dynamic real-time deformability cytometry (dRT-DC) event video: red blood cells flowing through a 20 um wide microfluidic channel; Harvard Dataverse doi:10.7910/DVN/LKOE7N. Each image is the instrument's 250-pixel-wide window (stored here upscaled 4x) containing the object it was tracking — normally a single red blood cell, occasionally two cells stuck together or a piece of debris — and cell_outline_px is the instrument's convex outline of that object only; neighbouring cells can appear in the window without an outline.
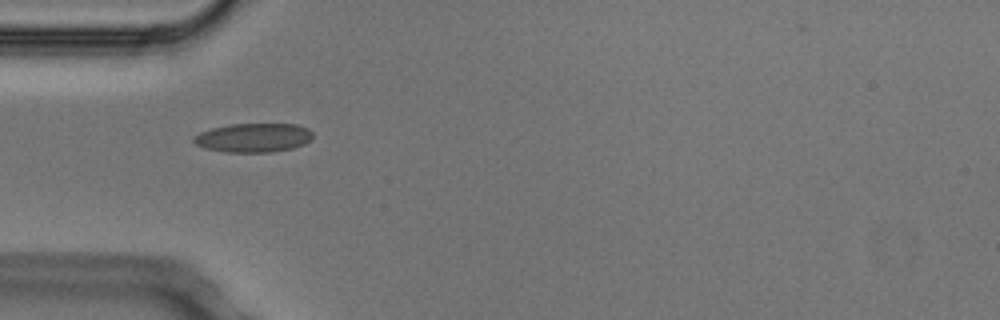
{"species": "Egyptian fruit bat (a non-hibernating species)", "species_latin": "Rousettus aegyptiacus", "temperature_condition": "cold", "stored_images_in_passage": 5, "camera_frame_rate_fps": 3000, "um_per_image_px": 0.085, "animal": {"sex": "male"}, "frame": {"image": 1, "passage_image": 1, "time_ms": 0.0, "image_size_px": [1000, 320], "cell_outline_px": [[312, 140], [304, 144], [292, 148], [272, 152], [228, 152], [204, 148], [196, 144], [192, 140], [192, 136], [200, 132], [212, 128], [232, 124], [296, 124], [308, 128], [312, 132]], "centroid_in_image_um": [21.55, 11.7], "position_along_channel_um": 63.5, "area_um2": 20.17}}
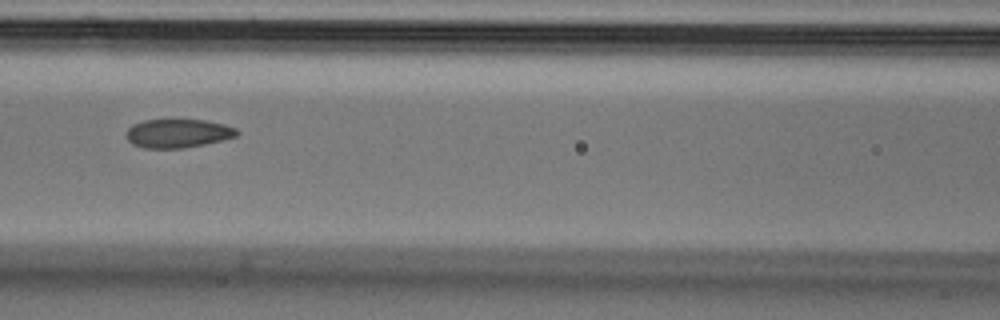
{"frame": {"image": 2, "passage_image": 3, "time_ms": 0.667, "image_size_px": [1000, 320], "cell_outline_px": [[240, 132], [236, 136], [204, 144], [180, 148], [144, 148], [132, 144], [128, 140], [128, 128], [132, 124], [144, 120], [204, 120], [224, 124], [236, 128]], "centroid_in_image_um": [15.12, 11.33], "position_along_channel_um": 151.5, "area_um2": 18.26}}
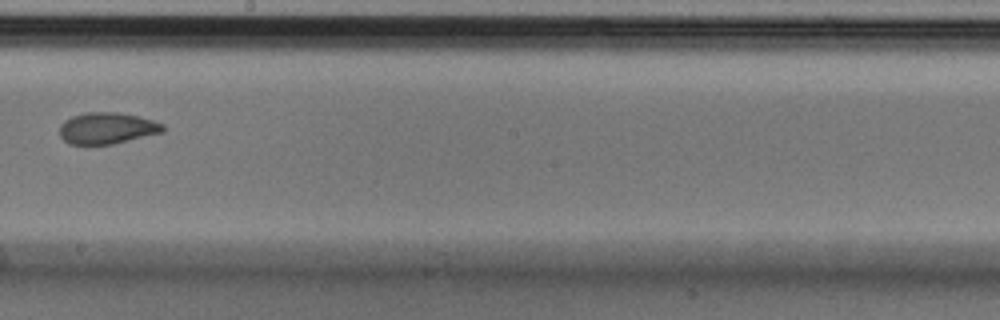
{"frame": {"image": 3, "passage_image": 5, "time_ms": 1.333, "image_size_px": [1000, 320], "cell_outline_px": [[164, 132], [112, 144], [68, 144], [60, 136], [60, 124], [64, 120], [72, 116], [88, 112], [116, 112], [140, 116], [164, 124]], "centroid_in_image_um": [9.1, 10.89], "position_along_channel_um": 239.1, "area_um2": 18.96}}